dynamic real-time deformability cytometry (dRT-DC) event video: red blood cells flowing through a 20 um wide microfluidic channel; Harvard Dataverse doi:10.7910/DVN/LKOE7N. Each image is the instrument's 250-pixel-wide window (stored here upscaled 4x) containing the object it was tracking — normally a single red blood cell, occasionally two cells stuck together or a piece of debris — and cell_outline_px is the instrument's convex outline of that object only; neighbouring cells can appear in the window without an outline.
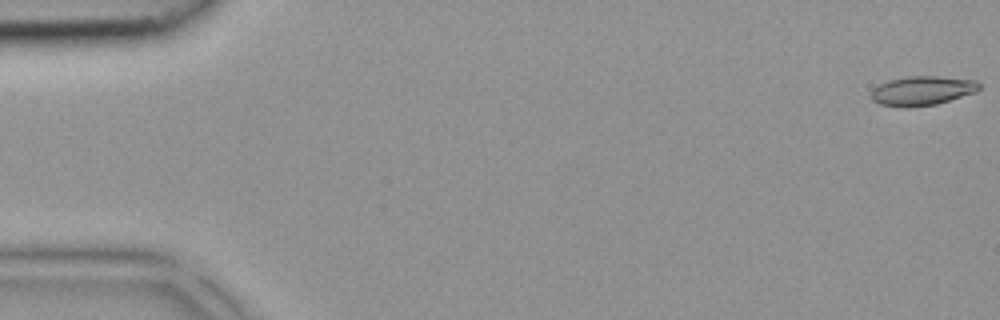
{"species": "common noctule bat (a hibernating species)", "species_latin": "Nyctalus noctula", "temperature_condition": "room temperature", "stored_images_in_passage": 42, "camera_frame_rate_fps": 3000, "um_per_image_px": 0.085, "animal": {"sex": "female", "body_mass_g": 18.4}, "frame": {"image": 1, "passage_image": 1, "time_ms": 0.0, "image_size_px": [1000, 320], "cell_outline_px": [[980, 88], [976, 92], [936, 104], [908, 108], [900, 108], [880, 104], [872, 100], [872, 88], [888, 80], [908, 76], [936, 76], [976, 80], [980, 84]], "centroid_in_image_um": [78.37, 7.72], "position_along_channel_um": 6.6, "area_um2": 18.55}}
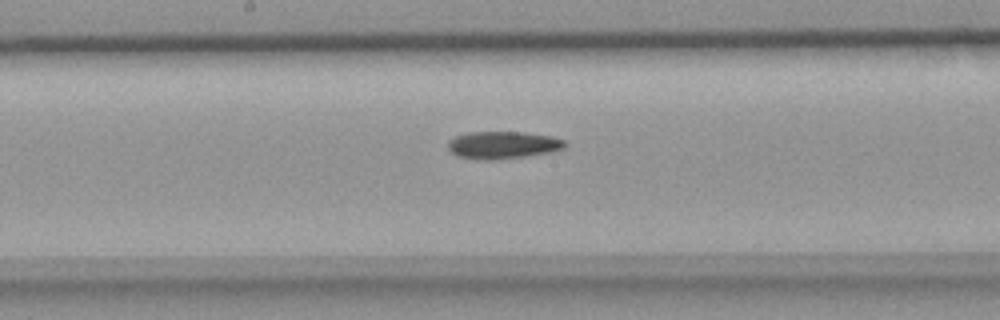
{"frame": {"image": 2, "passage_image": 22, "time_ms": 7.0, "image_size_px": [1000, 320], "cell_outline_px": [[568, 144], [564, 148], [548, 152], [524, 156], [492, 160], [488, 160], [456, 156], [448, 148], [448, 140], [456, 136], [472, 132], [524, 132], [552, 136], [564, 140]], "centroid_in_image_um": [42.75, 12.32], "position_along_channel_um": 205.5, "area_um2": 18.5}}
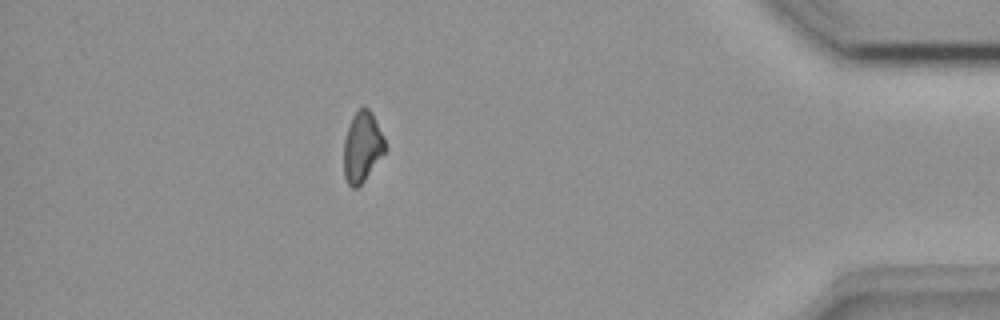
{"frame": {"image": 3, "passage_image": 37, "time_ms": 12.0, "image_size_px": [1000, 320], "cell_outline_px": [[388, 148], [364, 180], [356, 188], [352, 188], [348, 184], [344, 176], [344, 140], [352, 116], [364, 104], [372, 112], [384, 136]], "centroid_in_image_um": [30.81, 12.46], "position_along_channel_um": 404.4, "area_um2": 17.05}}